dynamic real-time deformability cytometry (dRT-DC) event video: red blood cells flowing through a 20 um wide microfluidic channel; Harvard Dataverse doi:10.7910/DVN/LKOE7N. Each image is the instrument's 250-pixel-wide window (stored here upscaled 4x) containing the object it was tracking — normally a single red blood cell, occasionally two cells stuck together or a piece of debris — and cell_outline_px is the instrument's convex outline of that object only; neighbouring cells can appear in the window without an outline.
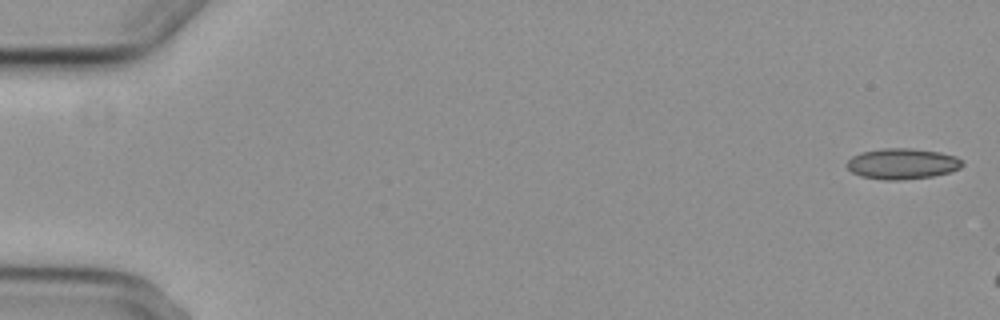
{"species": "common noctule bat (a hibernating species)", "species_latin": "Nyctalus noctula", "temperature_condition": "cold", "stored_images_in_passage": 2, "camera_frame_rate_fps": 3000, "um_per_image_px": 0.085, "animal": {"sex": "female", "body_mass_g": 29.2, "forearm_length_mm": 56.3}, "frame": {"image": 1, "passage_image": 1, "time_ms": 0.0, "image_size_px": [1000, 320], "cell_outline_px": [[964, 164], [960, 168], [948, 172], [932, 176], [900, 180], [888, 180], [860, 176], [852, 172], [848, 168], [848, 160], [852, 156], [860, 152], [880, 148], [912, 148], [940, 152], [956, 156], [964, 160]], "centroid_in_image_um": [76.71, 13.9], "position_along_channel_um": 8.3, "area_um2": 20.75}}